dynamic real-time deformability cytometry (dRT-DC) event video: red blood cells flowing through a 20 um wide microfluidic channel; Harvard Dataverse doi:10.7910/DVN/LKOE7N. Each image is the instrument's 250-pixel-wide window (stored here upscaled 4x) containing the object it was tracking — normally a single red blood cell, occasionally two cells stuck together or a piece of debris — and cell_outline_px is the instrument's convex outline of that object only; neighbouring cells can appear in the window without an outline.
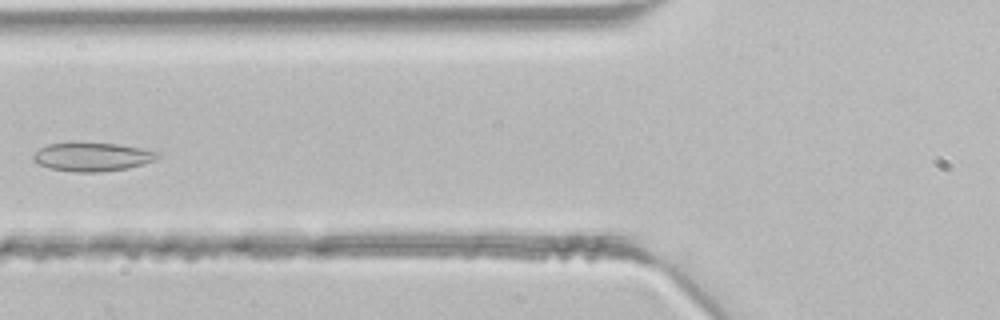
{"species": "common noctule bat (a hibernating species)", "species_latin": "Nyctalus noctula", "temperature_condition": "room temperature", "stored_images_in_passage": 5, "camera_frame_rate_fps": 3000, "um_per_image_px": 0.085, "animal": {"sex": "male", "body_mass_g": 21.5, "forearm_length_mm": 52.0}, "frame": {"image": 1, "passage_image": 5, "time_ms": 1.333, "image_size_px": [1000, 320], "cell_outline_px": [[160, 156], [156, 160], [144, 164], [128, 168], [100, 172], [72, 172], [52, 168], [40, 164], [32, 160], [32, 156], [40, 148], [48, 144], [72, 140], [120, 144], [160, 152]], "centroid_in_image_um": [7.85, 13.29], "position_along_channel_um": 118.0, "area_um2": 21.44}}